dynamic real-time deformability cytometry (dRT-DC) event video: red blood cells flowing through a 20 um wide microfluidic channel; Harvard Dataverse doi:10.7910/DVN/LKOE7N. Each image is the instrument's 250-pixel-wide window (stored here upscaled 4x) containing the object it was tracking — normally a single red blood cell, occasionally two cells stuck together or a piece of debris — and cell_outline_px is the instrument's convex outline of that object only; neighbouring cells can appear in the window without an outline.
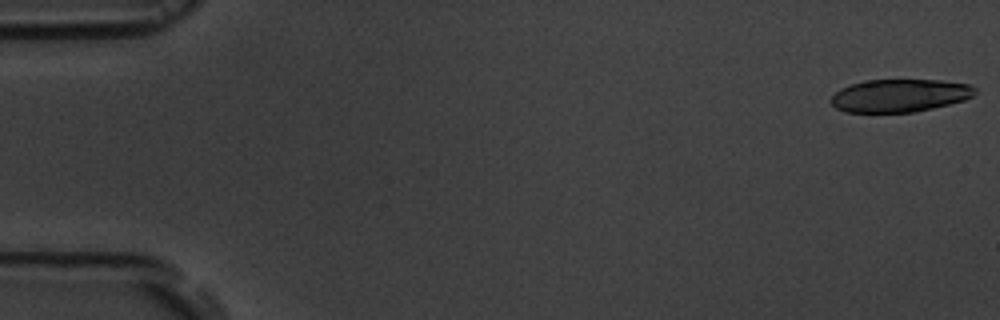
{"species": "common noctule bat (a hibernating species)", "species_latin": "Nyctalus noctula", "temperature_condition": "room temperature", "stored_images_in_passage": 6, "camera_frame_rate_fps": 3000, "um_per_image_px": 0.085, "animal": {"sex": "male", "body_mass_g": 19.5, "forearm_length_mm": 54.6}, "frame": {"image": 1, "passage_image": 1, "time_ms": 0.0, "image_size_px": [1000, 320], "cell_outline_px": [[976, 92], [972, 96], [964, 100], [932, 108], [912, 112], [844, 112], [836, 108], [828, 100], [840, 88], [864, 80], [940, 80], [968, 84], [976, 88]], "centroid_in_image_um": [76.44, 8.12], "position_along_channel_um": 8.6, "area_um2": 27.51}}
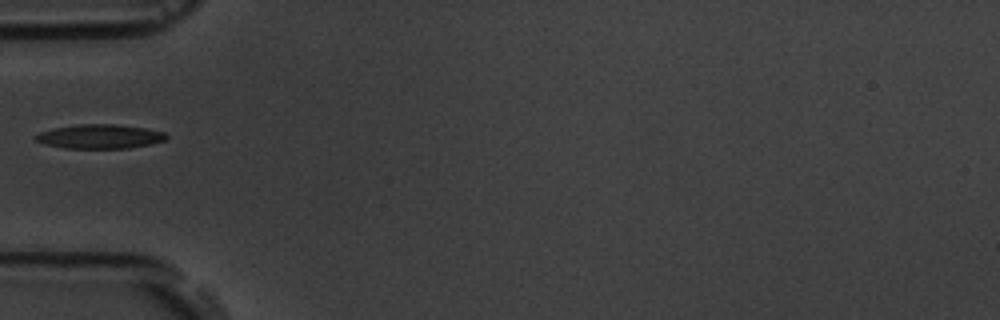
{"frame": {"image": 2, "passage_image": 6, "time_ms": 6.0, "image_size_px": [1000, 320], "cell_outline_px": [[168, 136], [164, 140], [152, 144], [128, 148], [64, 148], [44, 144], [36, 140], [32, 136], [40, 132], [52, 128], [80, 124], [116, 124], [144, 128], [164, 132]], "centroid_in_image_um": [8.45, 11.6], "position_along_channel_um": 76.5, "area_um2": 18.44}}